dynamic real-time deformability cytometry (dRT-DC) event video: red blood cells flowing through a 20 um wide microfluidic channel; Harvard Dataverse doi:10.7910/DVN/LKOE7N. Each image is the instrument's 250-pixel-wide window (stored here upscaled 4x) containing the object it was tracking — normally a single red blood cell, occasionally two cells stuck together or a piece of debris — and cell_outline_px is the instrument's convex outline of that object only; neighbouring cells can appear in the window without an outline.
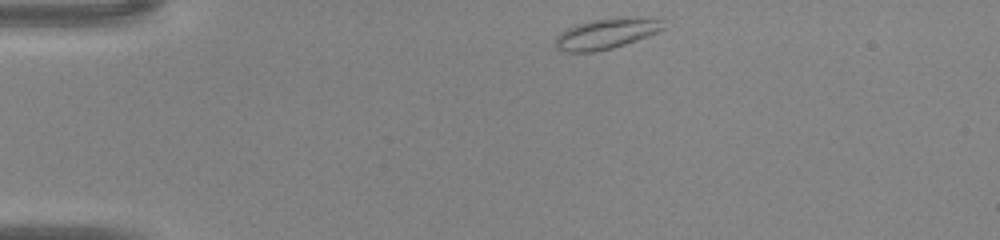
{"species": "common noctule bat (a hibernating species)", "species_latin": "Nyctalus noctula", "temperature_condition": "warm", "stored_images_in_passage": 37, "camera_frame_rate_fps": 3000, "um_per_image_px": 0.085, "animal": {"sex": "male", "body_mass_g": 20.0, "forearm_length_mm": 53.3}, "frame": {"image": 1, "passage_image": 1, "time_ms": 0.0, "image_size_px": [1000, 240], "cell_outline_px": [[664, 28], [656, 32], [624, 44], [612, 48], [592, 52], [564, 52], [556, 48], [556, 36], [560, 32], [568, 28], [592, 20], [664, 20]], "centroid_in_image_um": [51.4, 2.93], "position_along_channel_um": 33.6, "area_um2": 17.86}}
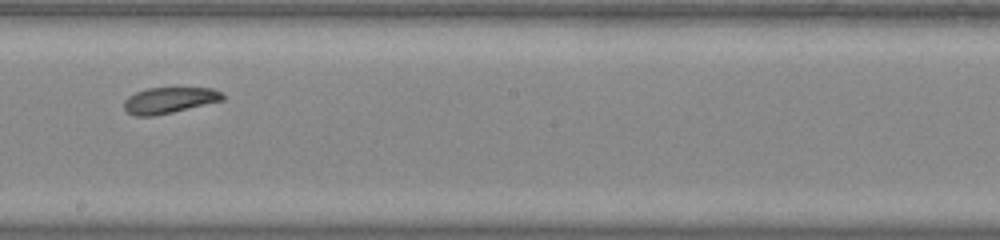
{"frame": {"image": 2, "passage_image": 18, "time_ms": 5.667, "image_size_px": [1000, 240], "cell_outline_px": [[224, 100], [172, 112], [152, 116], [132, 116], [124, 108], [124, 100], [128, 96], [136, 92], [148, 88], [212, 88], [220, 92], [224, 96]], "centroid_in_image_um": [14.36, 8.52], "position_along_channel_um": 233.8, "area_um2": 14.85}}
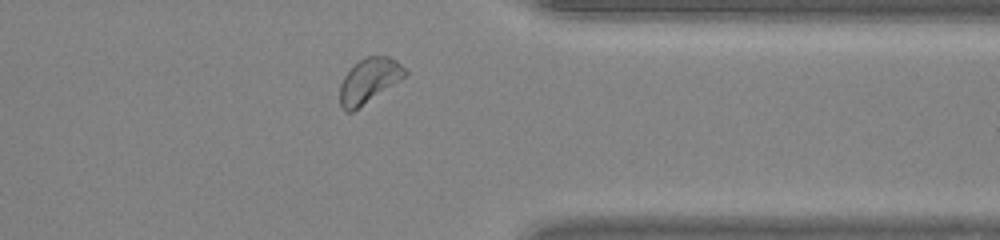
{"frame": {"image": 3, "passage_image": 28, "time_ms": 9.0, "image_size_px": [1000, 240], "cell_outline_px": [[408, 72], [400, 80], [352, 112], [344, 112], [340, 104], [340, 84], [344, 76], [360, 60], [368, 56], [388, 56], [396, 60]], "centroid_in_image_um": [31.35, 6.86], "position_along_channel_um": 380.0, "area_um2": 16.59}}